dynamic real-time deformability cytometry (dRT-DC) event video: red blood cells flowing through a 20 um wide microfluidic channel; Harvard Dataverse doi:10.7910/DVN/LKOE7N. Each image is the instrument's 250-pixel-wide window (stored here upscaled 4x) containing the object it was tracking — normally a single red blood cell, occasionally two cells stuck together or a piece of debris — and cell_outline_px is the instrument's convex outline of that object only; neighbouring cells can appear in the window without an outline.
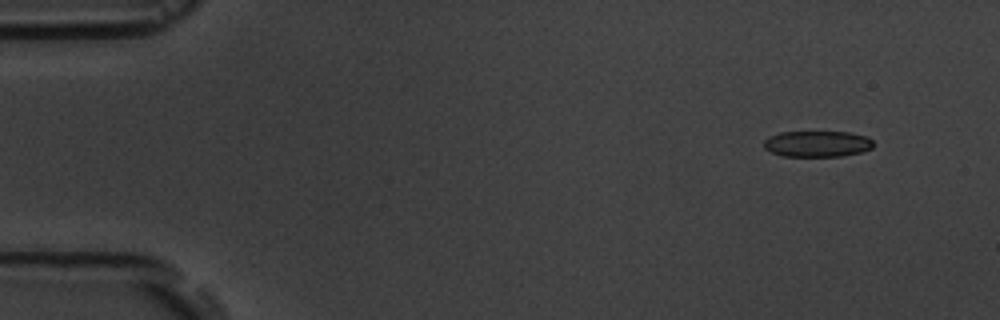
{"species": "common noctule bat (a hibernating species)", "species_latin": "Nyctalus noctula", "temperature_condition": "room temperature", "stored_images_in_passage": 5, "camera_frame_rate_fps": 3000, "um_per_image_px": 0.085, "animal": {"sex": "male", "body_mass_g": 19.5, "forearm_length_mm": 54.6}, "frame": {"image": 1, "passage_image": 2, "time_ms": 1.0, "image_size_px": [1000, 320], "cell_outline_px": [[872, 148], [860, 152], [840, 156], [784, 156], [772, 152], [764, 148], [764, 140], [768, 136], [780, 132], [848, 132], [868, 136], [872, 140]], "centroid_in_image_um": [69.45, 12.22], "position_along_channel_um": 15.5, "area_um2": 16.59}}
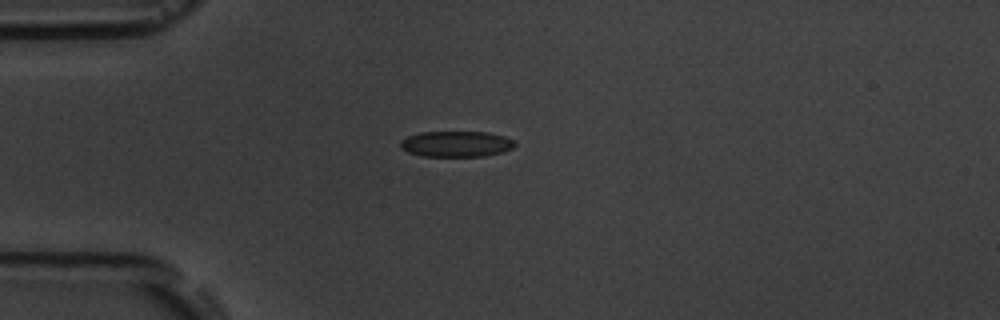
{"frame": {"image": 2, "passage_image": 4, "time_ms": 4.333, "image_size_px": [1000, 320], "cell_outline_px": [[516, 144], [512, 148], [504, 152], [484, 156], [424, 156], [408, 152], [400, 148], [400, 140], [408, 136], [420, 132], [488, 132], [504, 136], [516, 140]], "centroid_in_image_um": [38.8, 12.23], "position_along_channel_um": 46.2, "area_um2": 17.34}}